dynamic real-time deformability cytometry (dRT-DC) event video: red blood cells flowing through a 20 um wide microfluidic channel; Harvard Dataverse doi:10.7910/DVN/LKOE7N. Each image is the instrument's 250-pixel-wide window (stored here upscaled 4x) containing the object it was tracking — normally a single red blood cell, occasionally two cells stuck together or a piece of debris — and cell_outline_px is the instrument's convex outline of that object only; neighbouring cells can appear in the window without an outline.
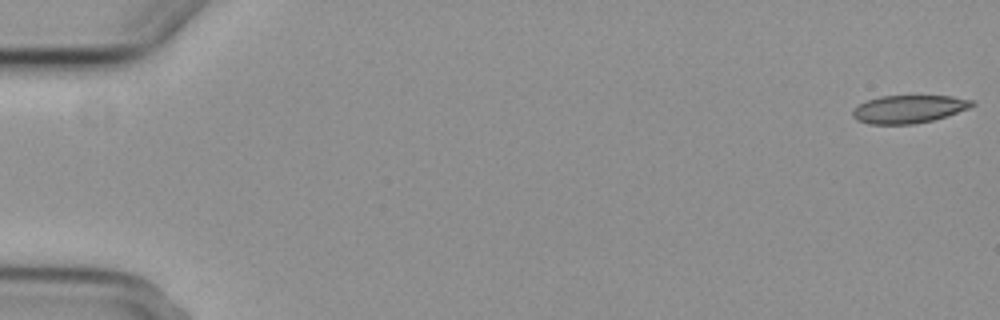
{"species": "common noctule bat (a hibernating species)", "species_latin": "Nyctalus noctula", "temperature_condition": "cold", "stored_images_in_passage": 3, "camera_frame_rate_fps": 3000, "um_per_image_px": 0.085, "animal": {"sex": "female", "body_mass_g": 29.2, "forearm_length_mm": 56.3}, "frame": {"image": 1, "passage_image": 1, "time_ms": 0.0, "image_size_px": [1000, 320], "cell_outline_px": [[976, 104], [968, 108], [932, 120], [912, 124], [868, 124], [856, 120], [852, 116], [852, 108], [868, 100], [880, 96], [952, 96], [976, 100]], "centroid_in_image_um": [77.22, 9.27], "position_along_channel_um": 7.8, "area_um2": 19.36}}